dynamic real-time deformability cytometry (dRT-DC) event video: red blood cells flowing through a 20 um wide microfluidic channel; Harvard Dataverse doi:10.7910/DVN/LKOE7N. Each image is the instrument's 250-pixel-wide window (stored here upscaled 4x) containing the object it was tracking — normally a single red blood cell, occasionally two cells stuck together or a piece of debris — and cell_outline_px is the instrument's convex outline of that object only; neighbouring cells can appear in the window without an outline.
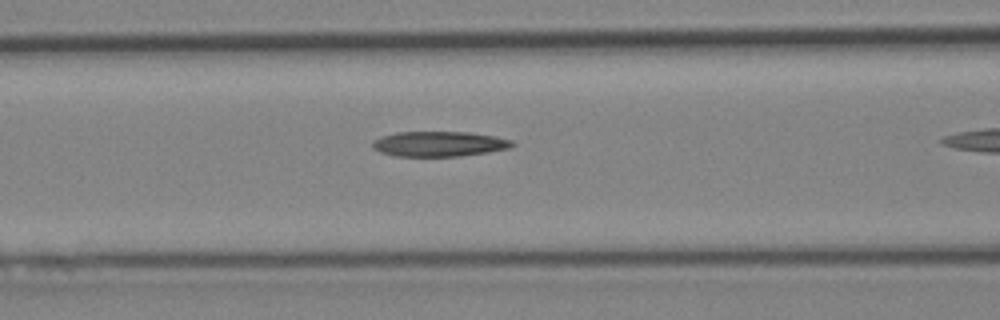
{"species": "Egyptian fruit bat (a non-hibernating species)", "species_latin": "Rousettus aegyptiacus", "temperature_condition": "cold", "stored_images_in_passage": 21, "camera_frame_rate_fps": 3000, "um_per_image_px": 0.085, "animal": {"sex": "female"}, "frame": {"image": 1, "passage_image": 12, "time_ms": 3.667, "image_size_px": [1000, 320], "cell_outline_px": [[516, 144], [508, 148], [488, 152], [460, 156], [396, 156], [380, 152], [372, 148], [372, 140], [380, 136], [396, 132], [468, 132], [496, 136], [512, 140]], "centroid_in_image_um": [37.3, 12.23], "position_along_channel_um": 129.3, "area_um2": 20.58}}
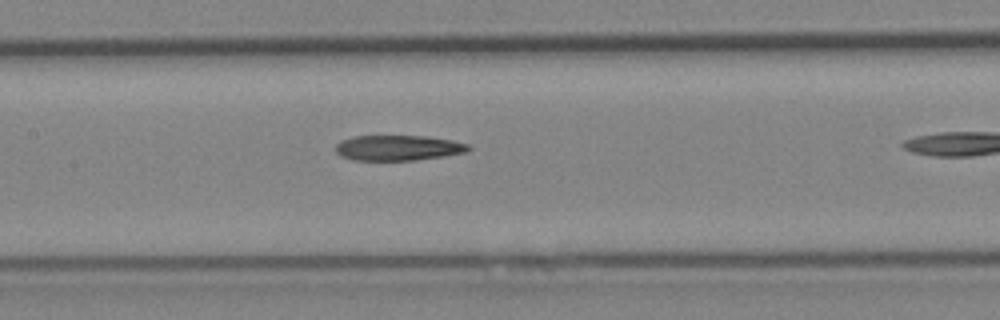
{"frame": {"image": 2, "passage_image": 15, "time_ms": 4.667, "image_size_px": [1000, 320], "cell_outline_px": [[472, 148], [464, 152], [440, 156], [412, 160], [356, 160], [340, 156], [336, 152], [336, 144], [344, 140], [356, 136], [424, 136], [452, 140], [468, 144]], "centroid_in_image_um": [33.83, 12.56], "position_along_channel_um": 173.6, "area_um2": 19.25}}